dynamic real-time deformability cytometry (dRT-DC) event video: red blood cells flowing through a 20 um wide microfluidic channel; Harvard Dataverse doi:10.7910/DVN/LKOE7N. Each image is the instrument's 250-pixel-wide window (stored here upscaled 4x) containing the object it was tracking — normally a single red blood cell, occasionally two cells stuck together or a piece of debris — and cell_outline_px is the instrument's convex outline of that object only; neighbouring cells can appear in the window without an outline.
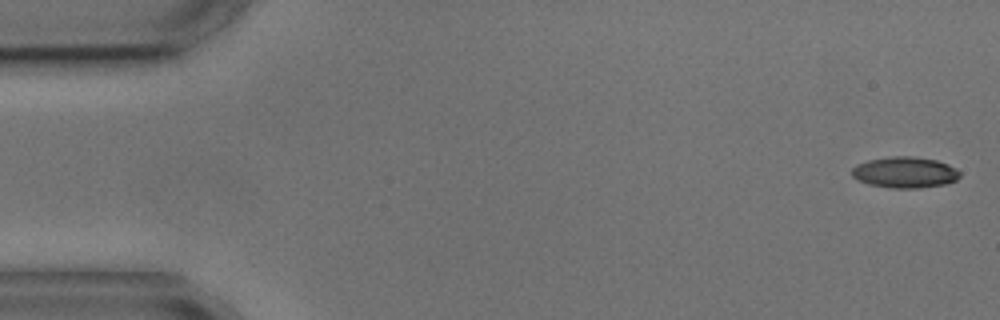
{"species": "common noctule bat (a hibernating species)", "species_latin": "Nyctalus noctula", "temperature_condition": "cold", "stored_images_in_passage": 6, "camera_frame_rate_fps": 3000, "um_per_image_px": 0.085, "animal": {"sex": "male", "body_mass_g": 17.9, "forearm_length_mm": 54.2}, "frame": {"image": 1, "passage_image": 1, "time_ms": 0.0, "image_size_px": [1000, 320], "cell_outline_px": [[960, 176], [956, 180], [948, 184], [916, 188], [892, 188], [868, 184], [852, 176], [852, 168], [856, 164], [868, 160], [892, 156], [912, 156], [936, 160], [948, 164], [956, 168], [960, 172]], "centroid_in_image_um": [76.93, 14.65], "position_along_channel_um": 8.1, "area_um2": 19.59}}